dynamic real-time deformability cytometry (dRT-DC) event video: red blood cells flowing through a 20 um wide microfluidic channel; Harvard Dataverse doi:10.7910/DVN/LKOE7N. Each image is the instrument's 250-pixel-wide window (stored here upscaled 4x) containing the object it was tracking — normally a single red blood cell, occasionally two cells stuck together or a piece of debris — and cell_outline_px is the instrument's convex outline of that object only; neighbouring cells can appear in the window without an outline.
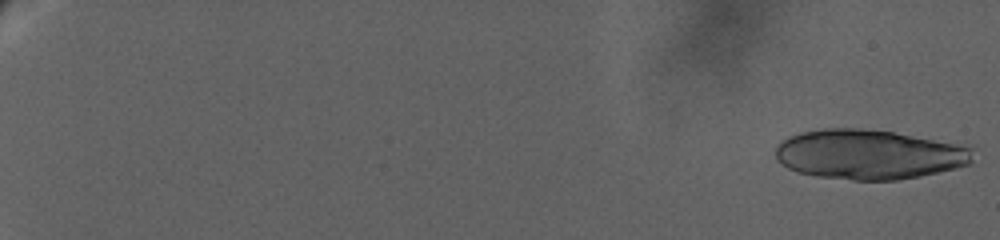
{"species": "human", "species_latin": "Homo sapiens", "temperature_condition": "warm", "stored_images_in_passage": 23, "camera_frame_rate_fps": 3000, "um_per_image_px": 0.085, "donor": {"sex": "female"}, "frame": {"image": 1, "passage_image": 1, "time_ms": 0.0, "image_size_px": [1000, 240], "cell_outline_px": [[972, 160], [968, 164], [956, 168], [920, 176], [896, 180], [852, 180], [816, 176], [796, 172], [780, 164], [776, 156], [776, 144], [788, 136], [800, 132], [824, 128], [860, 128], [892, 132], [972, 144]], "centroid_in_image_um": [73.89, 13.11], "position_along_channel_um": 11.1, "area_um2": 57.97}}
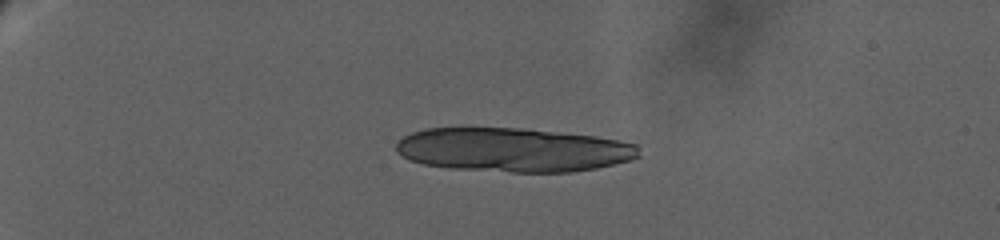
{"frame": {"image": 2, "passage_image": 15, "time_ms": 6.333, "image_size_px": [1000, 240], "cell_outline_px": [[640, 156], [632, 160], [596, 168], [572, 172], [512, 172], [448, 168], [424, 164], [408, 160], [396, 152], [396, 140], [412, 132], [428, 128], [520, 128], [596, 136], [636, 144]], "centroid_in_image_um": [43.59, 12.74], "position_along_channel_um": 41.4, "area_um2": 62.37}}